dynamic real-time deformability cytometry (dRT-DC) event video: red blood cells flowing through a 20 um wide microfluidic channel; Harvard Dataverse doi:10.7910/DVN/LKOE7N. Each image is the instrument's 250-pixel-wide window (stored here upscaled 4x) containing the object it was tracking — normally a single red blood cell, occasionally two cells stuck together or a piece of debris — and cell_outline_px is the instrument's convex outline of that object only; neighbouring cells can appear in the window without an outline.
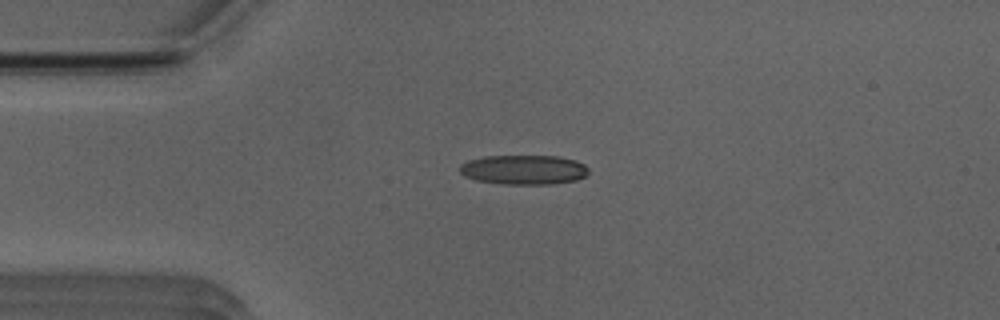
{"species": "Egyptian fruit bat (a non-hibernating species)", "species_latin": "Rousettus aegyptiacus", "temperature_condition": "room temperature", "stored_images_in_passage": 37, "camera_frame_rate_fps": 3000, "um_per_image_px": 0.085, "animal": {"sex": "male"}, "frame": {"image": 1, "passage_image": 1, "time_ms": 0.0, "image_size_px": [1000, 320], "cell_outline_px": [[588, 172], [584, 176], [576, 180], [552, 184], [504, 184], [476, 180], [464, 176], [460, 172], [460, 164], [468, 160], [484, 156], [560, 156], [576, 160], [584, 164], [588, 168]], "centroid_in_image_um": [44.52, 14.42], "position_along_channel_um": 40.5, "area_um2": 22.25}}
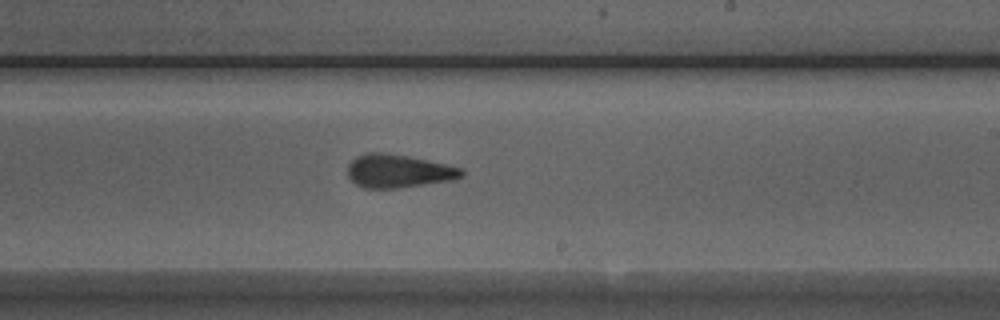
{"frame": {"image": 2, "passage_image": 19, "time_ms": 6.0, "image_size_px": [1000, 320], "cell_outline_px": [[464, 176], [452, 180], [396, 188], [364, 188], [356, 184], [348, 176], [348, 164], [356, 156], [368, 152], [380, 152], [408, 156], [464, 168]], "centroid_in_image_um": [33.87, 14.53], "position_along_channel_um": 255.1, "area_um2": 22.02}}
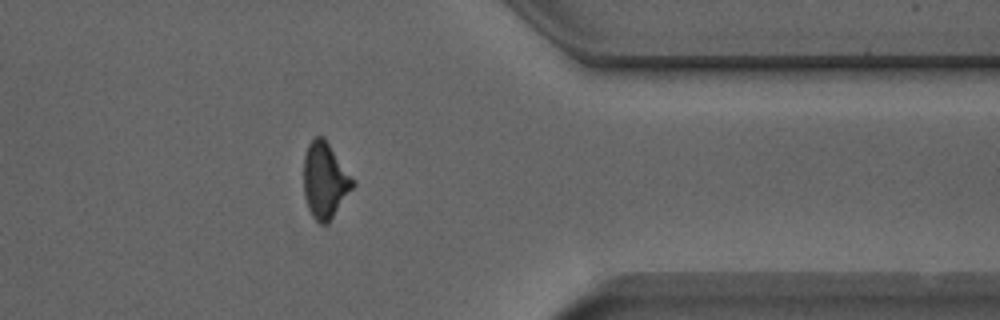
{"frame": {"image": 3, "passage_image": 30, "time_ms": 9.667, "image_size_px": [1000, 320], "cell_outline_px": [[356, 184], [328, 224], [320, 224], [312, 216], [308, 208], [304, 196], [304, 156], [308, 144], [316, 136], [324, 136], [356, 180]], "centroid_in_image_um": [27.65, 15.32], "position_along_channel_um": 383.8, "area_um2": 22.08}, "authors_computed_cell_mechanics": {"area_um2": 22.253, "velocity_mm_per_s": 3.9478, "shape_relaxation_time_tau1_ms": 6.737, "shape_relaxation_time_tau2_ms": 1.7226, "deformation_change_tau1": 0.1774, "deformation_change_tau2": 0.1052}}